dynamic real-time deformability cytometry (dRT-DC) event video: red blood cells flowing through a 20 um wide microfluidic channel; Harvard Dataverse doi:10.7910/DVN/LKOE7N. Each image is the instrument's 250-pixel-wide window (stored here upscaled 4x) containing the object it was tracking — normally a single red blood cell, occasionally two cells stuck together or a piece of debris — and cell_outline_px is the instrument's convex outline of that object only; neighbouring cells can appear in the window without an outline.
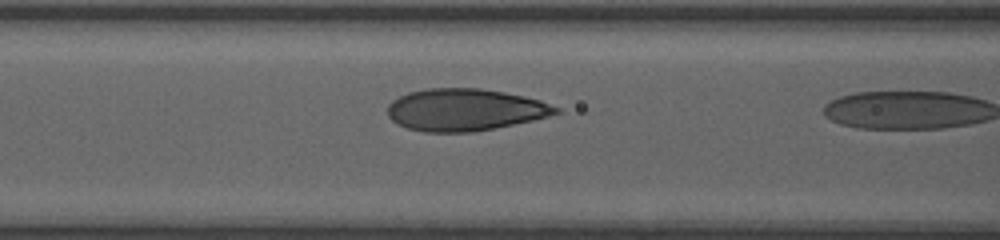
{"species": "human", "species_latin": "Homo sapiens", "temperature_condition": "room temperature", "stored_images_in_passage": 30, "camera_frame_rate_fps": 3000, "um_per_image_px": 0.085, "donor": {"sex": "female"}, "frame": {"image": 1, "passage_image": 29, "time_ms": 5.667, "image_size_px": [1000, 240], "cell_outline_px": [[560, 112], [548, 116], [532, 120], [472, 132], [424, 132], [408, 128], [392, 120], [388, 116], [388, 104], [392, 100], [408, 92], [428, 88], [480, 88], [504, 92], [524, 96], [540, 100], [560, 108]], "centroid_in_image_um": [39.5, 9.32], "position_along_channel_um": 127.1, "area_um2": 41.04}}